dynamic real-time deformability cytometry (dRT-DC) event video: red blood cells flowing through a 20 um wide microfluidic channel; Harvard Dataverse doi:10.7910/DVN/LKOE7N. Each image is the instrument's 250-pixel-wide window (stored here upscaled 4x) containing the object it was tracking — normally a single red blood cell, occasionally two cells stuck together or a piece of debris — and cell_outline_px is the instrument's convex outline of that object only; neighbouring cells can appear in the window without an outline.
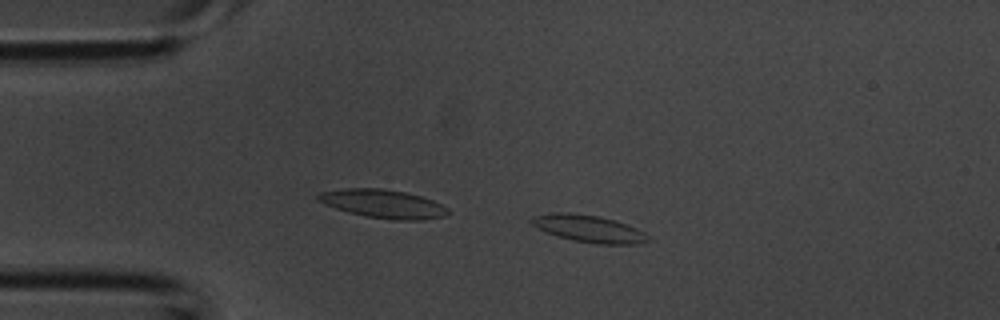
{"species": "common noctule bat (a hibernating species)", "species_latin": "Nyctalus noctula", "temperature_condition": "room temperature", "stored_images_in_passage": 5, "camera_frame_rate_fps": 3000, "um_per_image_px": 0.085, "animal": {"sex": "male", "body_mass_g": 20.1, "forearm_length_mm": 53.5}, "frame": {"image": 1, "passage_image": 3, "time_ms": 0.667, "image_size_px": [1000, 320], "cell_outline_px": [[648, 240], [632, 244], [596, 244], [572, 240], [556, 236], [532, 224], [528, 220], [536, 216], [552, 212], [568, 212], [596, 216], [612, 220], [636, 228], [644, 232], [648, 236]], "centroid_in_image_um": [50.01, 19.44], "position_along_channel_um": 35.0, "area_um2": 17.98}}
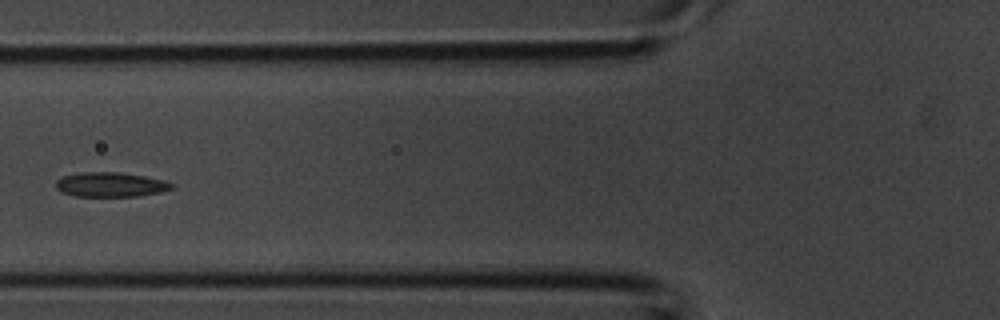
{"frame": {"image": 2, "passage_image": 5, "time_ms": 1.333, "image_size_px": [1000, 320], "cell_outline_px": [[176, 184], [172, 188], [160, 192], [136, 196], [72, 196], [60, 192], [56, 188], [56, 180], [64, 176], [84, 172], [116, 172], [144, 176], [164, 180]], "centroid_in_image_um": [9.38, 15.69], "position_along_channel_um": 116.4, "area_um2": 16.53}}